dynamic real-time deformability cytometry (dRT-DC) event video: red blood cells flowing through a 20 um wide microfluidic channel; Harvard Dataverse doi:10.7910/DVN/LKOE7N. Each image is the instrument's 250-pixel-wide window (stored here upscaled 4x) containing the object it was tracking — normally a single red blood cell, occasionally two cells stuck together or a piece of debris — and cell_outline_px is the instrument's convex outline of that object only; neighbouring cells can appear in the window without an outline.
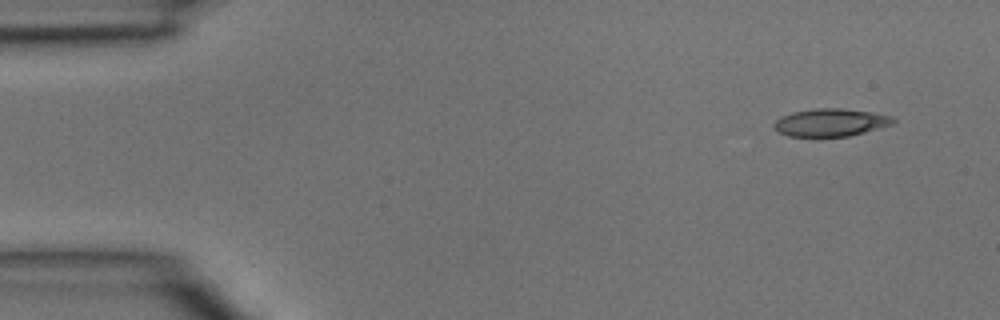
{"species": "common noctule bat (a hibernating species)", "species_latin": "Nyctalus noctula", "temperature_condition": "room temperature", "stored_images_in_passage": 4, "camera_frame_rate_fps": 3000, "um_per_image_px": 0.085, "animal": {"sex": "male", "body_mass_g": 15.6}, "frame": {"image": 1, "passage_image": 1, "time_ms": 0.0, "image_size_px": [1000, 320], "cell_outline_px": [[896, 124], [848, 136], [788, 136], [780, 132], [772, 124], [780, 116], [792, 112], [816, 108], [840, 108], [872, 112], [892, 116], [896, 120]], "centroid_in_image_um": [70.64, 10.4], "position_along_channel_um": 14.4, "area_um2": 19.25}}
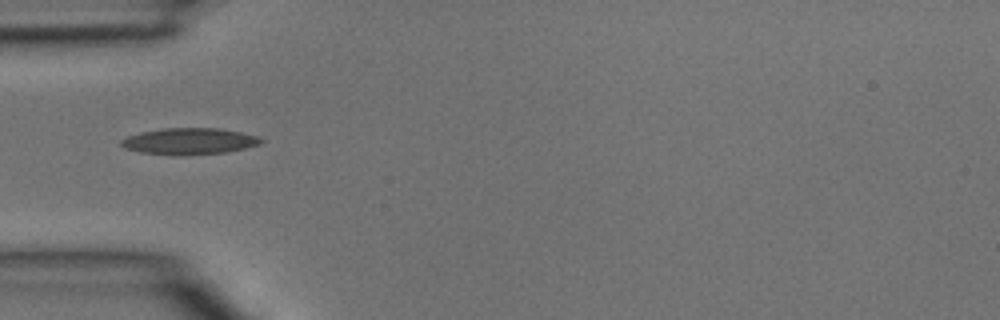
{"frame": {"image": 2, "passage_image": 4, "time_ms": 1.0, "image_size_px": [1000, 320], "cell_outline_px": [[264, 140], [260, 144], [244, 148], [224, 152], [184, 156], [172, 156], [140, 152], [124, 148], [120, 144], [120, 140], [128, 136], [140, 132], [164, 128], [216, 128], [240, 132], [256, 136]], "centroid_in_image_um": [16.04, 12.02], "position_along_channel_um": 69.0, "area_um2": 21.62}}